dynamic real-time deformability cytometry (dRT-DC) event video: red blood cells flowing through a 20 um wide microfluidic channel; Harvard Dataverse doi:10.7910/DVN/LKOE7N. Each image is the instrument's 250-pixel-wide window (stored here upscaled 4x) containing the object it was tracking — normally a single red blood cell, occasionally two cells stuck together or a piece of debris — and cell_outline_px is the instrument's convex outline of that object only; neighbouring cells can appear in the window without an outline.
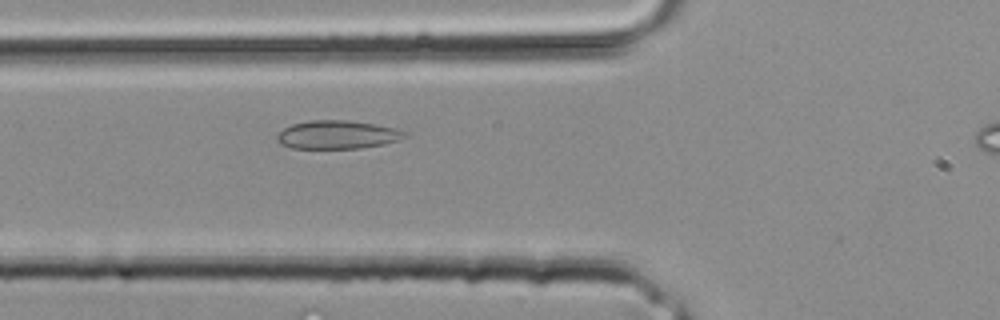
{"species": "common noctule bat (a hibernating species)", "species_latin": "Nyctalus noctula", "temperature_condition": "room temperature", "stored_images_in_passage": 24, "camera_frame_rate_fps": 3000, "um_per_image_px": 0.085, "animal": {"sex": "male", "body_mass_g": 20.4}, "frame": {"image": 1, "passage_image": 6, "time_ms": 1.667, "image_size_px": [1000, 320], "cell_outline_px": [[408, 136], [400, 140], [384, 144], [360, 148], [292, 148], [280, 144], [276, 140], [276, 136], [284, 128], [292, 124], [308, 120], [348, 120], [376, 124], [396, 128], [408, 132]], "centroid_in_image_um": [28.71, 11.44], "position_along_channel_um": 97.1, "area_um2": 21.33}}
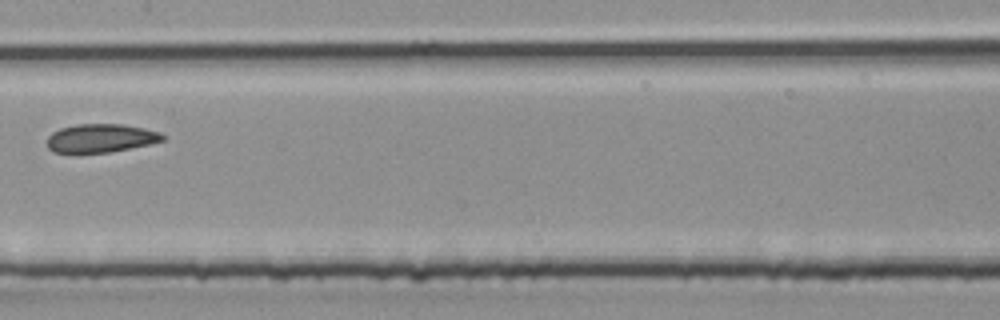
{"frame": {"image": 2, "passage_image": 11, "time_ms": 3.333, "image_size_px": [1000, 320], "cell_outline_px": [[164, 140], [148, 144], [108, 152], [52, 152], [48, 148], [48, 136], [52, 132], [60, 128], [76, 124], [120, 124], [144, 128], [160, 132], [164, 136]], "centroid_in_image_um": [8.54, 11.73], "position_along_channel_um": 198.9, "area_um2": 18.9}}
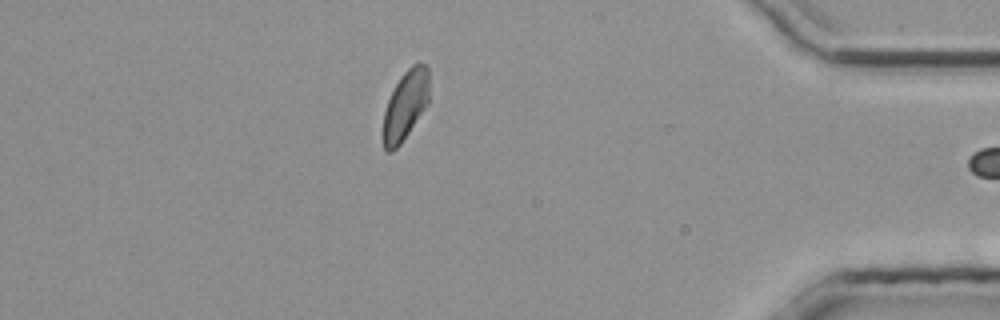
{"frame": {"image": 3, "passage_image": 23, "time_ms": 7.333, "image_size_px": [1000, 320], "cell_outline_px": [[428, 104], [400, 144], [392, 152], [388, 152], [384, 148], [380, 136], [384, 112], [388, 100], [400, 76], [416, 60], [428, 64]], "centroid_in_image_um": [34.43, 8.94], "position_along_channel_um": 400.8, "area_um2": 18.96}}